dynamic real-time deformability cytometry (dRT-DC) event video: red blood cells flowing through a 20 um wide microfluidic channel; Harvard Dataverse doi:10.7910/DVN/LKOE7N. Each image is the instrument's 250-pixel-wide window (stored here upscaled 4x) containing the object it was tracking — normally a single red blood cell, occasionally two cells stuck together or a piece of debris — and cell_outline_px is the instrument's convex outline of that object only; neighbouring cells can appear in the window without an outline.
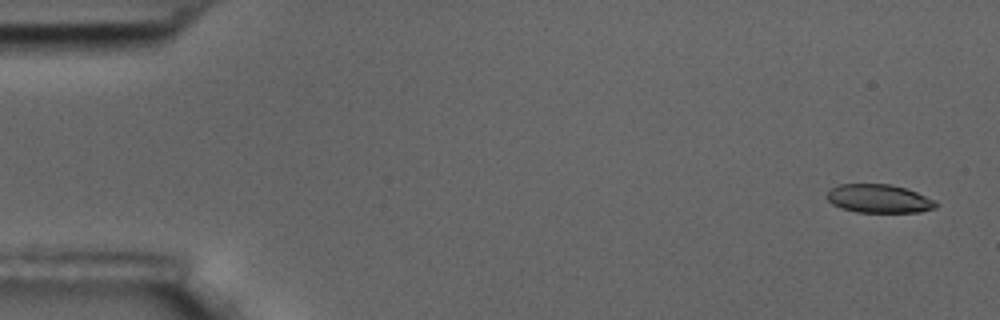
{"species": "common noctule bat (a hibernating species)", "species_latin": "Nyctalus noctula", "temperature_condition": "room temperature", "stored_images_in_passage": 4, "camera_frame_rate_fps": 3000, "um_per_image_px": 0.085, "animal": {"sex": "male", "body_mass_g": 17.5, "forearm_length_mm": 52.3}, "frame": {"image": 1, "passage_image": 1, "time_ms": 0.0, "image_size_px": [1000, 320], "cell_outline_px": [[940, 204], [936, 208], [920, 212], [856, 212], [840, 208], [832, 204], [824, 196], [832, 188], [840, 184], [888, 184], [904, 188], [916, 192], [936, 200]], "centroid_in_image_um": [74.72, 16.89], "position_along_channel_um": 10.3, "area_um2": 18.21}}
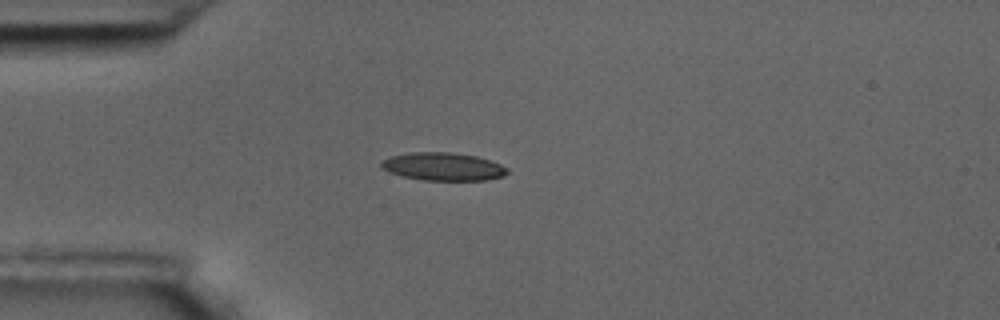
{"frame": {"image": 2, "passage_image": 4, "time_ms": 1.0, "image_size_px": [1000, 320], "cell_outline_px": [[508, 172], [504, 176], [484, 180], [424, 180], [404, 176], [388, 172], [380, 168], [380, 164], [388, 156], [408, 152], [452, 152], [476, 156], [500, 164], [508, 168]], "centroid_in_image_um": [37.63, 14.15], "position_along_channel_um": 47.4, "area_um2": 20.58}}